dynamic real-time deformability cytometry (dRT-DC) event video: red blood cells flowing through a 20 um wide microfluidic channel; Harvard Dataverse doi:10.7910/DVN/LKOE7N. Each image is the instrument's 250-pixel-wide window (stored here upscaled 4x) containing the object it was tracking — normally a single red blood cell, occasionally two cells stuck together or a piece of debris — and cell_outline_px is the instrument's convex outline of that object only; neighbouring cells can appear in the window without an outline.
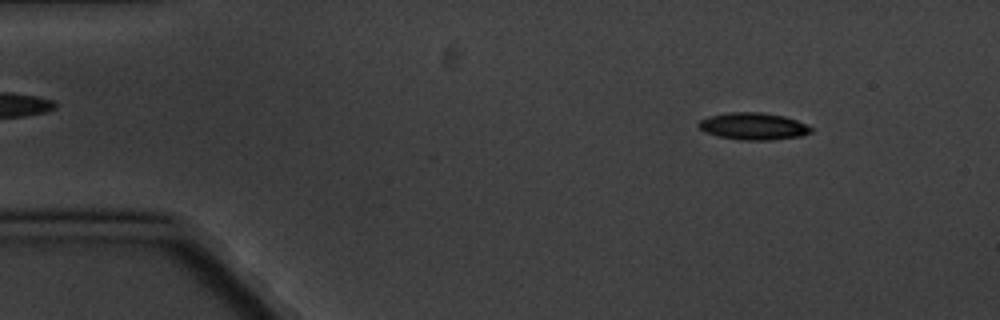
{"species": "common noctule bat (a hibernating species)", "species_latin": "Nyctalus noctula", "temperature_condition": "cold", "stored_images_in_passage": 5, "camera_frame_rate_fps": 3000, "um_per_image_px": 0.085, "animal": {"sex": "male", "body_mass_g": 20.1, "forearm_length_mm": 53.5}, "frame": {"image": 1, "passage_image": 3, "time_ms": 2.333, "image_size_px": [1000, 320], "cell_outline_px": [[816, 128], [812, 132], [800, 136], [772, 140], [740, 140], [716, 136], [704, 132], [696, 124], [700, 120], [708, 116], [728, 112], [760, 112], [784, 116], [796, 120]], "centroid_in_image_um": [64.03, 10.73], "position_along_channel_um": 21.0, "area_um2": 17.98}}
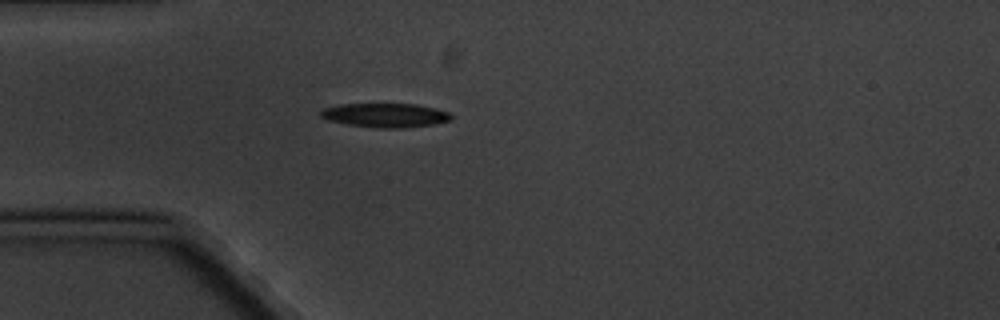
{"frame": {"image": 2, "passage_image": 5, "time_ms": 5.333, "image_size_px": [1000, 320], "cell_outline_px": [[452, 120], [432, 124], [404, 128], [380, 128], [348, 124], [328, 120], [320, 116], [316, 112], [324, 108], [340, 104], [416, 104], [436, 108], [448, 112], [452, 116]], "centroid_in_image_um": [32.73, 9.79], "position_along_channel_um": 52.3, "area_um2": 18.32}}